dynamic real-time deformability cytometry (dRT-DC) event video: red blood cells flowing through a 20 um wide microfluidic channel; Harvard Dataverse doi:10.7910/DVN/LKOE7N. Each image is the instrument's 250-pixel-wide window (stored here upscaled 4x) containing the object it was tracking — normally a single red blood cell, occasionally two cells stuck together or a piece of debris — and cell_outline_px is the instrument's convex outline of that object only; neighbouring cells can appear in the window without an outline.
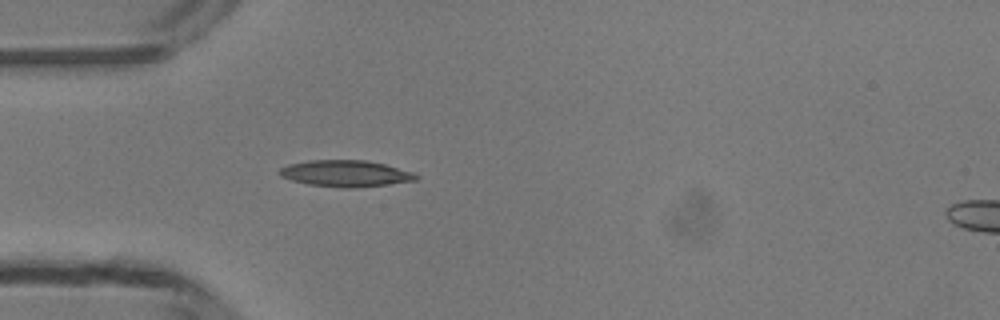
{"species": "common noctule bat (a hibernating species)", "species_latin": "Nyctalus noctula", "temperature_condition": "room temperature", "stored_images_in_passage": 35, "camera_frame_rate_fps": 3000, "um_per_image_px": 0.085, "animal": {"sex": "male", "body_mass_g": 13.3}, "frame": {"image": 1, "passage_image": 1, "time_ms": 0.0, "image_size_px": [1000, 320], "cell_outline_px": [[420, 176], [416, 180], [388, 184], [356, 188], [344, 188], [308, 184], [292, 180], [280, 176], [276, 172], [280, 168], [288, 164], [308, 160], [364, 160], [384, 164], [412, 172]], "centroid_in_image_um": [29.33, 14.74], "position_along_channel_um": 55.7, "area_um2": 21.04}}
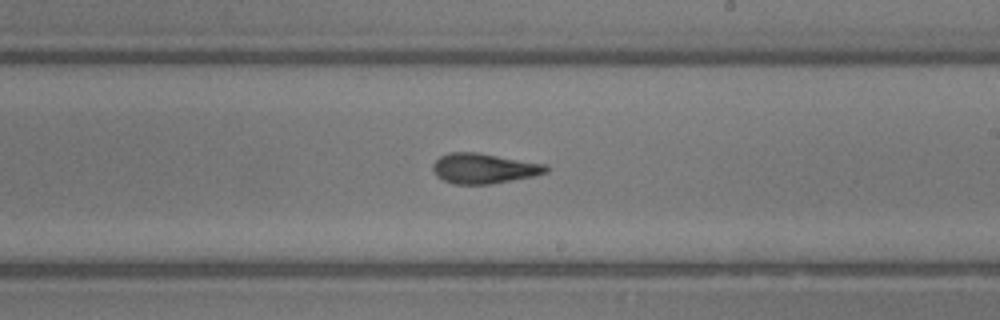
{"frame": {"image": 2, "passage_image": 15, "time_ms": 4.667, "image_size_px": [1000, 320], "cell_outline_px": [[548, 172], [532, 176], [512, 180], [488, 184], [456, 184], [444, 180], [436, 176], [432, 168], [432, 164], [440, 156], [448, 152], [476, 152], [548, 164]], "centroid_in_image_um": [41.12, 14.3], "position_along_channel_um": 247.9, "area_um2": 19.88}}
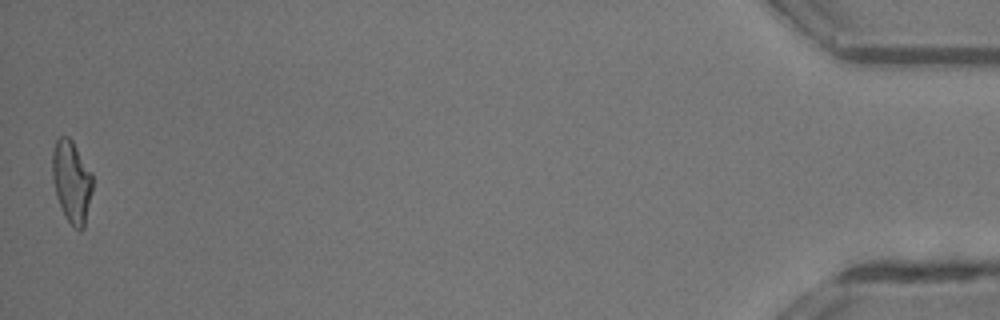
{"frame": {"image": 3, "passage_image": 35, "time_ms": 11.333, "image_size_px": [1000, 320], "cell_outline_px": [[92, 192], [84, 228], [80, 232], [68, 220], [56, 196], [52, 176], [52, 152], [56, 140], [60, 136], [68, 136], [72, 140], [92, 172]], "centroid_in_image_um": [6.09, 15.4], "position_along_channel_um": 429.1, "area_um2": 19.19}, "authors_computed_cell_mechanics": {"area_um2": 19.7098, "velocity_mm_per_s": 4.2264, "shape_relaxation_time_tau1_ms": 9.7424, "shape_relaxation_time_tau2_ms": 2.1785, "deformation_change_tau1": 0.2655, "deformation_change_tau2": 0.1098}}